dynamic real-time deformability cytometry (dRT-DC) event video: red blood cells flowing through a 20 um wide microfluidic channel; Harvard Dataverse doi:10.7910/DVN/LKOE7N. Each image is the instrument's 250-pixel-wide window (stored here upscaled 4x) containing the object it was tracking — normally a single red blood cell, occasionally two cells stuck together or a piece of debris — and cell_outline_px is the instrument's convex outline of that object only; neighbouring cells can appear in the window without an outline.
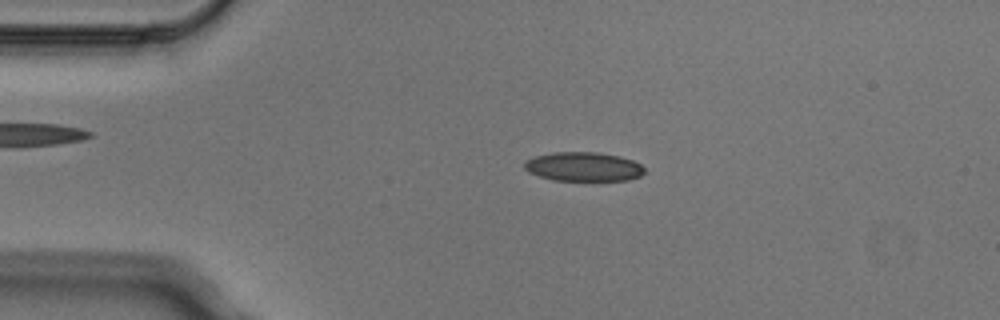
{"species": "Egyptian fruit bat (a non-hibernating species)", "species_latin": "Rousettus aegyptiacus", "temperature_condition": "cold", "stored_images_in_passage": 4, "camera_frame_rate_fps": 3000, "um_per_image_px": 0.085, "animal": {"sex": "male"}, "frame": {"image": 1, "passage_image": 3, "time_ms": 0.667, "image_size_px": [1000, 320], "cell_outline_px": [[644, 172], [640, 176], [628, 180], [552, 180], [528, 172], [524, 168], [524, 164], [528, 160], [536, 156], [556, 152], [596, 152], [620, 156], [632, 160], [640, 164], [644, 168]], "centroid_in_image_um": [49.61, 14.17], "position_along_channel_um": 35.4, "area_um2": 20.17}}
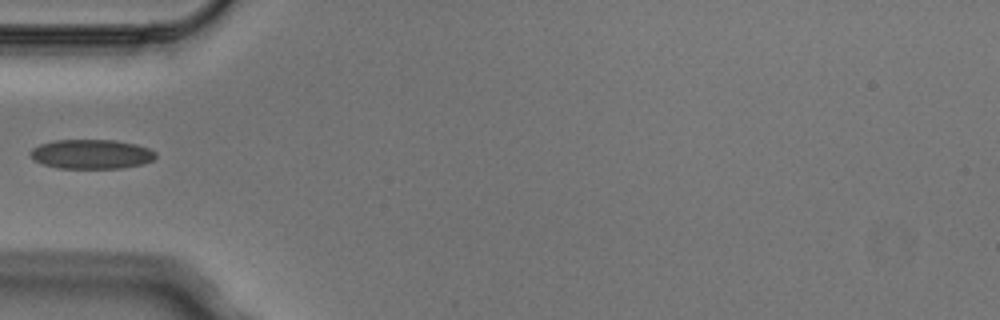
{"frame": {"image": 2, "passage_image": 4, "time_ms": 1.0, "image_size_px": [1000, 320], "cell_outline_px": [[156, 156], [152, 160], [144, 164], [120, 168], [60, 168], [44, 164], [32, 160], [28, 152], [32, 148], [40, 144], [56, 140], [116, 140], [136, 144], [148, 148], [156, 152]], "centroid_in_image_um": [7.75, 13.1], "position_along_channel_um": 77.2, "area_um2": 21.56}}